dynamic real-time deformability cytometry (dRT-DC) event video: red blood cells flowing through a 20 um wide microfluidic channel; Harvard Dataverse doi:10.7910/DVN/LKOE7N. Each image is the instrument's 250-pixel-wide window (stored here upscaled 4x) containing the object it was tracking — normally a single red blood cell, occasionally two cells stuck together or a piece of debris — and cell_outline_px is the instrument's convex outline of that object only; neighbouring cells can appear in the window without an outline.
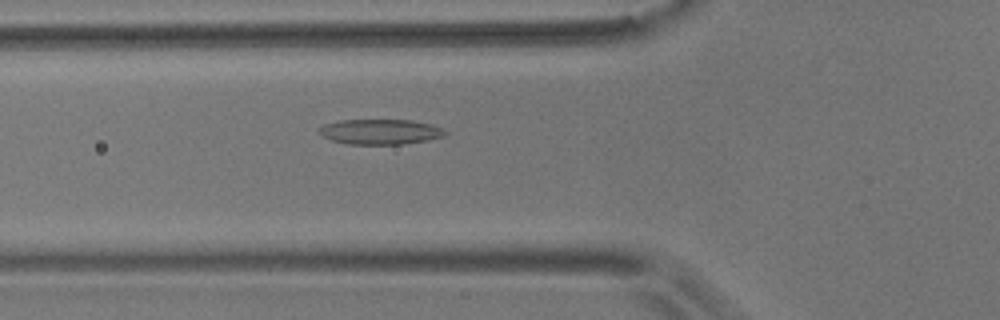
{"species": "common noctule bat (a hibernating species)", "species_latin": "Nyctalus noctula", "temperature_condition": "room temperature", "stored_images_in_passage": 35, "camera_frame_rate_fps": 3000, "um_per_image_px": 0.085, "animal": {"sex": "male", "body_mass_g": 17.9}, "frame": {"image": 1, "passage_image": 3, "time_ms": 0.667, "image_size_px": [1000, 320], "cell_outline_px": [[448, 136], [428, 140], [400, 144], [348, 144], [332, 140], [320, 136], [320, 128], [324, 124], [340, 120], [412, 120], [432, 124], [444, 128], [448, 132]], "centroid_in_image_um": [32.39, 11.2], "position_along_channel_um": 93.4, "area_um2": 18.67}}
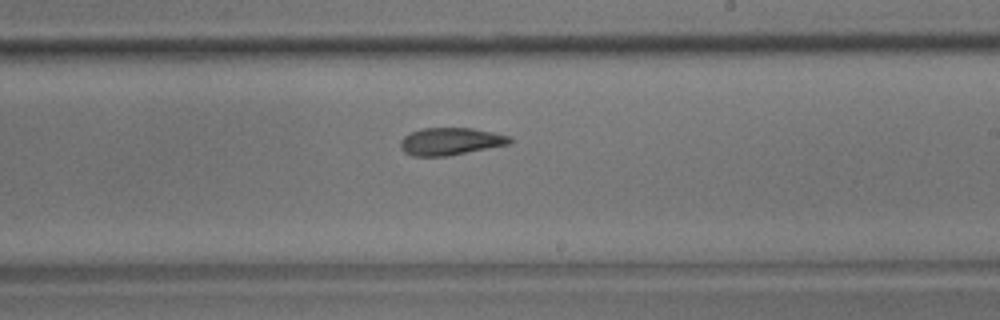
{"frame": {"image": 2, "passage_image": 16, "time_ms": 5.0, "image_size_px": [1000, 320], "cell_outline_px": [[512, 140], [508, 144], [448, 156], [412, 156], [404, 152], [400, 148], [400, 140], [404, 136], [420, 128], [472, 128], [512, 136]], "centroid_in_image_um": [38.26, 12.02], "position_along_channel_um": 250.7, "area_um2": 17.46}}
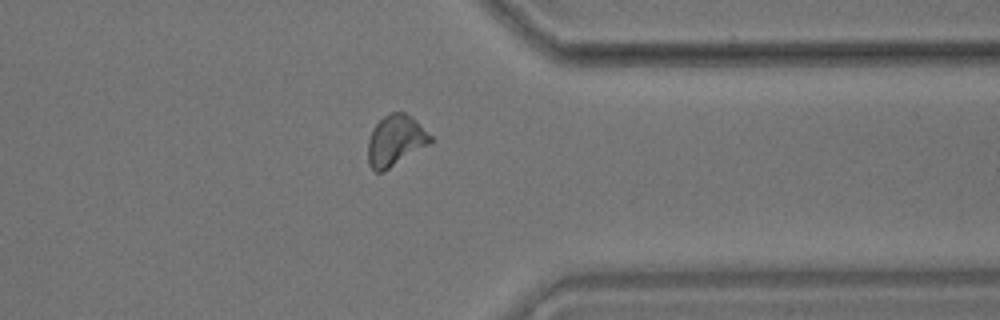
{"frame": {"image": 3, "passage_image": 27, "time_ms": 8.667, "image_size_px": [1000, 320], "cell_outline_px": [[432, 140], [428, 144], [384, 172], [376, 172], [368, 164], [368, 140], [372, 128], [384, 116], [392, 112], [404, 112], [412, 116], [432, 136]], "centroid_in_image_um": [33.59, 11.94], "position_along_channel_um": 377.8, "area_um2": 18.44}}